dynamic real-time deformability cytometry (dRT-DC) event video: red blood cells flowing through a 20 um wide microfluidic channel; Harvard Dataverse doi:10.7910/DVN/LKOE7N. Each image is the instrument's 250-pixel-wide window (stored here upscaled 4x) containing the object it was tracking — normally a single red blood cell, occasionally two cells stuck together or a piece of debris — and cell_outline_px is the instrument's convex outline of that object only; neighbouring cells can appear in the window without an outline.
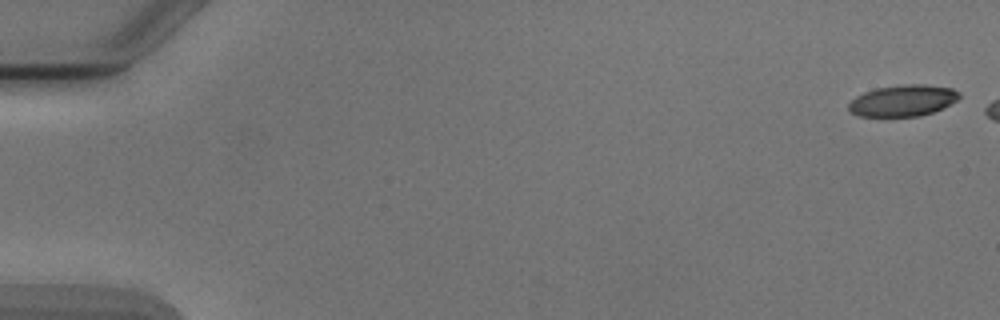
{"species": "Egyptian fruit bat (a non-hibernating species)", "species_latin": "Rousettus aegyptiacus", "temperature_condition": "cold", "stored_images_in_passage": 3, "camera_frame_rate_fps": 3000, "um_per_image_px": 0.085, "animal": {"sex": "male"}, "frame": {"image": 1, "passage_image": 1, "time_ms": 0.0, "image_size_px": [1000, 320], "cell_outline_px": [[960, 96], [956, 100], [932, 112], [920, 116], [860, 116], [852, 112], [848, 108], [848, 104], [856, 96], [864, 92], [876, 88], [904, 84], [924, 84], [952, 88], [960, 92]], "centroid_in_image_um": [76.73, 8.54], "position_along_channel_um": 8.3, "area_um2": 20.0}}